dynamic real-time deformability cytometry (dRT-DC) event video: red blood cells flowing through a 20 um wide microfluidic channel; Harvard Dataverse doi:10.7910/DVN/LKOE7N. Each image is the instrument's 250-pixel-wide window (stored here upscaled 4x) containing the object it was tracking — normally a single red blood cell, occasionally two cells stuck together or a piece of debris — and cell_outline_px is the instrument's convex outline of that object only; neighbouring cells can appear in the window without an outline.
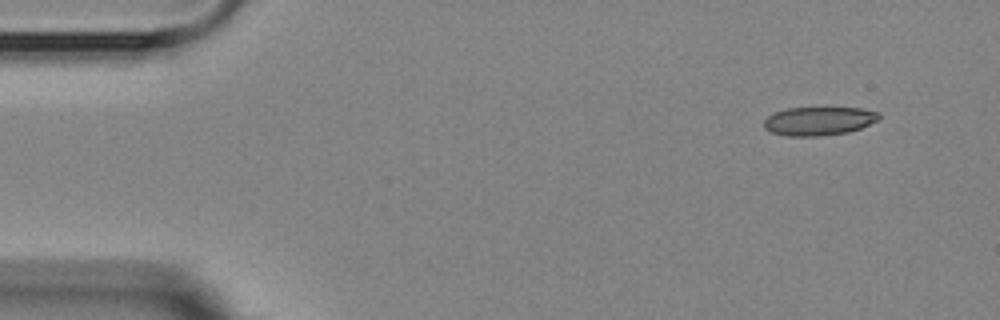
{"species": "Egyptian fruit bat (a non-hibernating species)", "species_latin": "Rousettus aegyptiacus", "temperature_condition": "room temperature", "stored_images_in_passage": 4, "camera_frame_rate_fps": 3000, "um_per_image_px": 0.085, "animal": {"sex": "female"}, "frame": {"image": 1, "passage_image": 1, "time_ms": 0.0, "image_size_px": [1000, 320], "cell_outline_px": [[880, 116], [876, 120], [860, 128], [848, 132], [820, 136], [784, 136], [772, 132], [764, 128], [764, 120], [768, 116], [776, 112], [788, 108], [860, 108], [880, 112]], "centroid_in_image_um": [69.58, 10.29], "position_along_channel_um": 15.4, "area_um2": 19.02}}
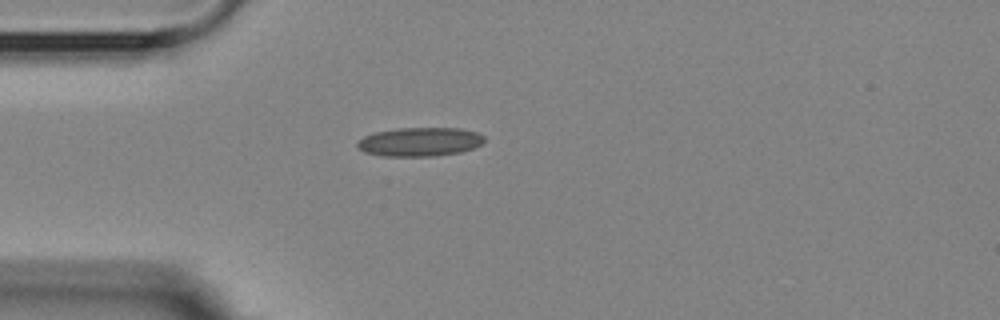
{"frame": {"image": 2, "passage_image": 4, "time_ms": 3.333, "image_size_px": [1000, 320], "cell_outline_px": [[484, 140], [480, 144], [472, 148], [460, 152], [436, 156], [384, 156], [364, 152], [356, 148], [356, 144], [364, 136], [376, 132], [400, 128], [460, 128], [476, 132], [484, 136]], "centroid_in_image_um": [35.66, 12.06], "position_along_channel_um": 49.3, "area_um2": 21.27}}